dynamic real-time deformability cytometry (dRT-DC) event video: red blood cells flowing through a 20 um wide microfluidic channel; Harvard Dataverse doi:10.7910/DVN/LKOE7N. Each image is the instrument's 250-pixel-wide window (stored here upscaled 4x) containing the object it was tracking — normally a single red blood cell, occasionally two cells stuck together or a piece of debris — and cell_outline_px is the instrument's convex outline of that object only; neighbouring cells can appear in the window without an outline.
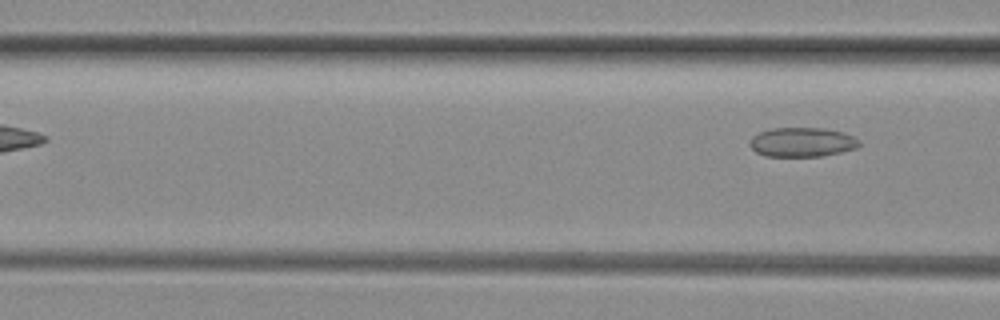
{"species": "common noctule bat (a hibernating species)", "species_latin": "Nyctalus noctula", "temperature_condition": "room temperature", "stored_images_in_passage": 7, "segment_of_instrument_passage": [2, 2], "camera_frame_rate_fps": 3000, "um_per_image_px": 0.085, "animal": {"sex": "female", "body_mass_g": 29.2, "forearm_length_mm": 56.3}, "frame": {"image": 1, "passage_image": 7, "time_ms": 2.0, "image_size_px": [1000, 320], "cell_outline_px": [[860, 144], [856, 148], [824, 156], [764, 156], [756, 152], [748, 144], [752, 136], [760, 132], [772, 128], [824, 128], [844, 132], [860, 140]], "centroid_in_image_um": [68.17, 12.08], "position_along_channel_um": 98.4, "area_um2": 18.79}}